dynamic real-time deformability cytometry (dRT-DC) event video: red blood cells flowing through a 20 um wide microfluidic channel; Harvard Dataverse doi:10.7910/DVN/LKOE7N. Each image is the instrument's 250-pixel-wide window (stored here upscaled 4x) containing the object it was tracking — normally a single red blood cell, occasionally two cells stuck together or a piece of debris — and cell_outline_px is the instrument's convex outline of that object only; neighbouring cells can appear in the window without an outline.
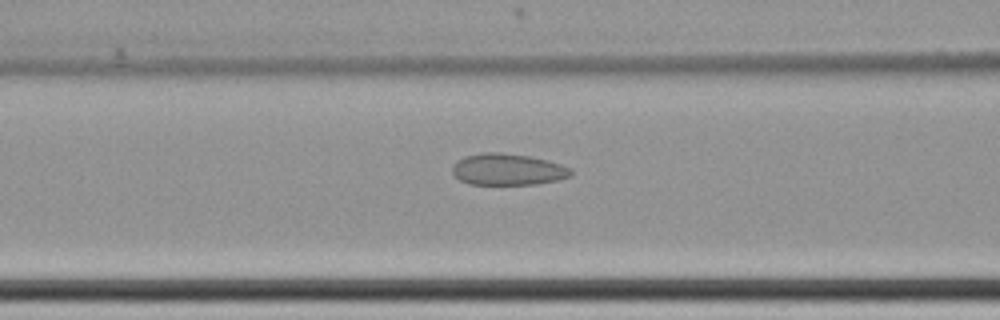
{"species": "common noctule bat (a hibernating species)", "species_latin": "Nyctalus noctula", "temperature_condition": "cold", "stored_images_in_passage": 45, "camera_frame_rate_fps": 3000, "um_per_image_px": 0.085, "animal": {"sex": "female", "body_mass_g": 22.7, "forearm_length_mm": 54.2}, "frame": {"image": 1, "passage_image": 11, "time_ms": 3.333, "image_size_px": [1000, 320], "cell_outline_px": [[572, 176], [556, 180], [536, 184], [468, 184], [460, 180], [452, 172], [452, 168], [456, 160], [464, 156], [484, 152], [500, 152], [528, 156], [548, 160], [560, 164], [568, 168], [572, 172]], "centroid_in_image_um": [43.13, 14.39], "position_along_channel_um": 123.5, "area_um2": 21.73}}
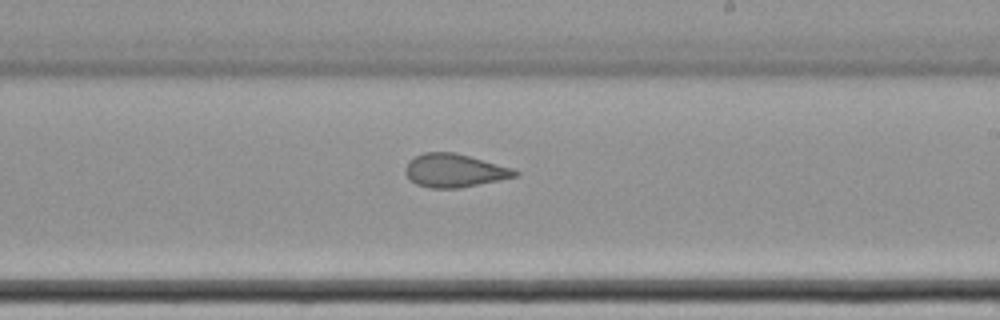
{"frame": {"image": 2, "passage_image": 22, "time_ms": 7.0, "image_size_px": [1000, 320], "cell_outline_px": [[520, 172], [516, 176], [500, 180], [460, 188], [428, 188], [416, 184], [408, 180], [404, 172], [404, 168], [408, 160], [424, 152], [456, 152], [512, 168]], "centroid_in_image_um": [38.57, 14.5], "position_along_channel_um": 250.4, "area_um2": 21.5}}
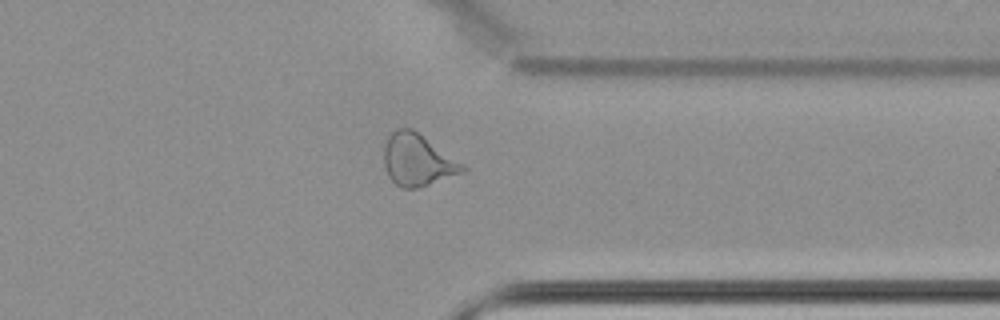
{"frame": {"image": 3, "passage_image": 33, "time_ms": 10.667, "image_size_px": [1000, 320], "cell_outline_px": [[468, 168], [464, 172], [416, 188], [400, 188], [388, 176], [384, 168], [384, 144], [388, 136], [396, 128], [412, 128], [464, 164]], "centroid_in_image_um": [35.47, 13.59], "position_along_channel_um": 375.9, "area_um2": 23.7}, "authors_computed_cell_mechanics": {"area_um2": 22.831, "velocity_mm_per_s": 3.4633, "shape_relaxation_time_tau1_ms": null, "shape_relaxation_time_tau2_ms": 2.1882, "deformation_change_tau1": null, "deformation_change_tau2": 0.0845}}